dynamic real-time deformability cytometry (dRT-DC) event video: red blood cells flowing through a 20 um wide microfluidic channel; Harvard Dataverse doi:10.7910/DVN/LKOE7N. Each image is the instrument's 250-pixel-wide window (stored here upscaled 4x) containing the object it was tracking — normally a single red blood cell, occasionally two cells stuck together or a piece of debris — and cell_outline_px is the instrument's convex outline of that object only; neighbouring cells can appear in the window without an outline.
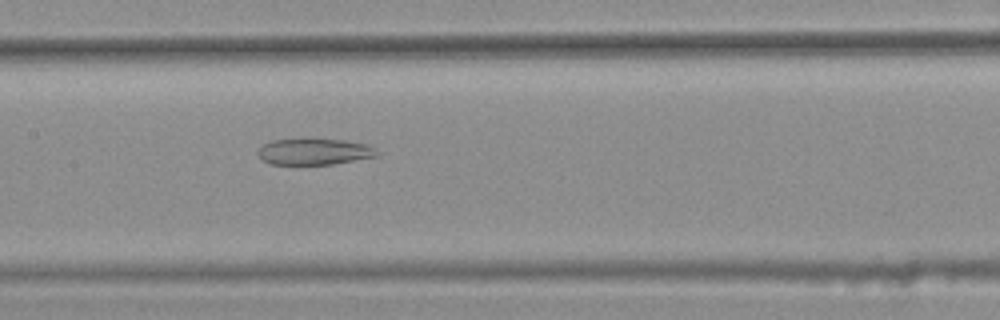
{"species": "common noctule bat (a hibernating species)", "species_latin": "Nyctalus noctula", "temperature_condition": "warm", "stored_images_in_passage": 45, "segment_of_instrument_passage": [2, 2], "camera_frame_rate_fps": 3000, "um_per_image_px": 0.085, "animal": {"sex": "female", "body_mass_g": 25.1}, "frame": {"image": 1, "passage_image": 23, "time_ms": 7.333, "image_size_px": [1000, 320], "cell_outline_px": [[380, 156], [332, 164], [272, 164], [260, 160], [256, 152], [264, 144], [272, 140], [300, 136], [344, 140], [368, 144], [380, 152]], "centroid_in_image_um": [26.7, 12.85], "position_along_channel_um": 180.7, "area_um2": 19.13}}
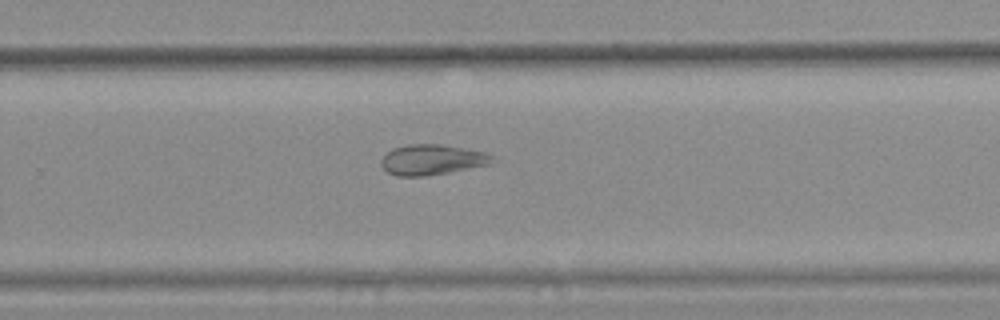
{"frame": {"image": 2, "passage_image": 32, "time_ms": 10.333, "image_size_px": [1000, 320], "cell_outline_px": [[496, 160], [492, 164], [448, 172], [424, 176], [396, 176], [388, 172], [380, 164], [380, 160], [392, 148], [408, 144], [440, 144], [484, 152], [492, 156]], "centroid_in_image_um": [36.71, 13.57], "position_along_channel_um": 293.1, "area_um2": 19.59}}
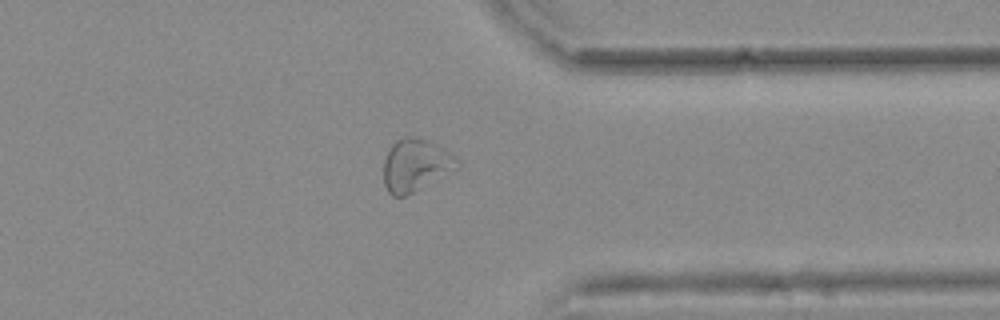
{"frame": {"image": 3, "passage_image": 39, "time_ms": 12.667, "image_size_px": [1000, 320], "cell_outline_px": [[460, 164], [412, 192], [404, 196], [392, 196], [388, 192], [384, 184], [384, 160], [392, 144], [396, 140], [408, 136], [412, 136], [428, 140], [456, 156]], "centroid_in_image_um": [35.26, 14.01], "position_along_channel_um": 376.1, "area_um2": 21.68}}